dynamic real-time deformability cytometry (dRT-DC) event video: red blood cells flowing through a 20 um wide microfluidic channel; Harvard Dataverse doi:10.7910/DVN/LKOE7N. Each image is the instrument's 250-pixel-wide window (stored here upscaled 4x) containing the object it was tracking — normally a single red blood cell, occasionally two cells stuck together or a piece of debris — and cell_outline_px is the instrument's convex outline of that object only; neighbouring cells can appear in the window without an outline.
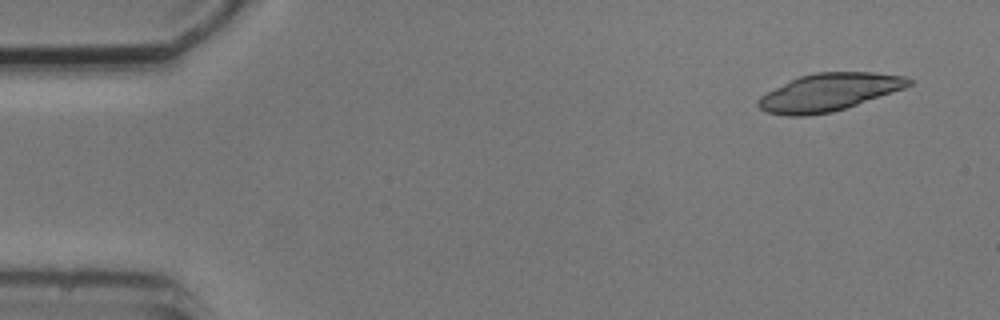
{"species": "common noctule bat (a hibernating species)", "species_latin": "Nyctalus noctula", "temperature_condition": "cold", "stored_images_in_passage": 4, "camera_frame_rate_fps": 3000, "um_per_image_px": 0.085, "animal": {"sex": "male", "body_mass_g": 20.5, "forearm_length_mm": 52.5}, "frame": {"image": 1, "passage_image": 1, "time_ms": 0.0, "image_size_px": [1000, 320], "cell_outline_px": [[912, 84], [904, 88], [832, 112], [804, 116], [788, 116], [768, 112], [760, 108], [756, 104], [756, 100], [760, 96], [800, 76], [816, 72], [872, 72], [904, 76], [912, 80]], "centroid_in_image_um": [70.44, 7.84], "position_along_channel_um": 14.6, "area_um2": 32.37}}